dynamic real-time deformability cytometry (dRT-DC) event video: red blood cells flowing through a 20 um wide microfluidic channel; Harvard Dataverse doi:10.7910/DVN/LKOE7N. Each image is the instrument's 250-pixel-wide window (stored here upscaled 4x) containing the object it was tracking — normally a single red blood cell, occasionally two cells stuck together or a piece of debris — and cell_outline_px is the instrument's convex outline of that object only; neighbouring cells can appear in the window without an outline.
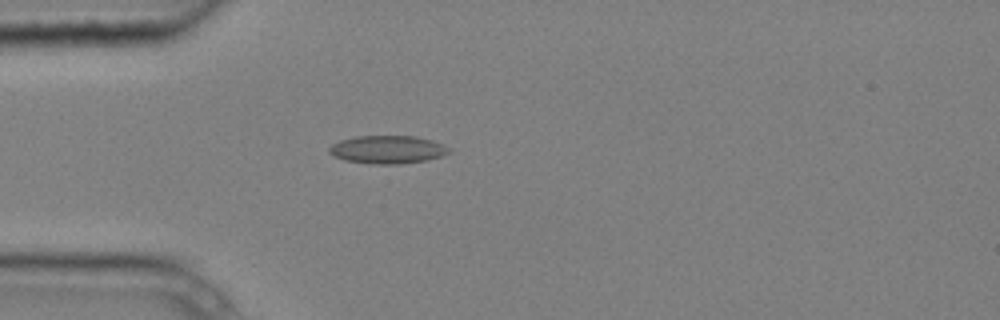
{"species": "common noctule bat (a hibernating species)", "species_latin": "Nyctalus noctula", "temperature_condition": "cold", "stored_images_in_passage": 4, "camera_frame_rate_fps": 3000, "um_per_image_px": 0.085, "animal": {"sex": "male", "body_mass_g": 20.4}, "frame": {"image": 1, "passage_image": 4, "time_ms": 1.0, "image_size_px": [1000, 320], "cell_outline_px": [[452, 152], [444, 156], [428, 160], [400, 164], [372, 164], [344, 160], [328, 152], [328, 148], [332, 144], [340, 140], [356, 136], [416, 136], [432, 140], [444, 144], [452, 148]], "centroid_in_image_um": [33.01, 12.71], "position_along_channel_um": 52.0, "area_um2": 19.88}}